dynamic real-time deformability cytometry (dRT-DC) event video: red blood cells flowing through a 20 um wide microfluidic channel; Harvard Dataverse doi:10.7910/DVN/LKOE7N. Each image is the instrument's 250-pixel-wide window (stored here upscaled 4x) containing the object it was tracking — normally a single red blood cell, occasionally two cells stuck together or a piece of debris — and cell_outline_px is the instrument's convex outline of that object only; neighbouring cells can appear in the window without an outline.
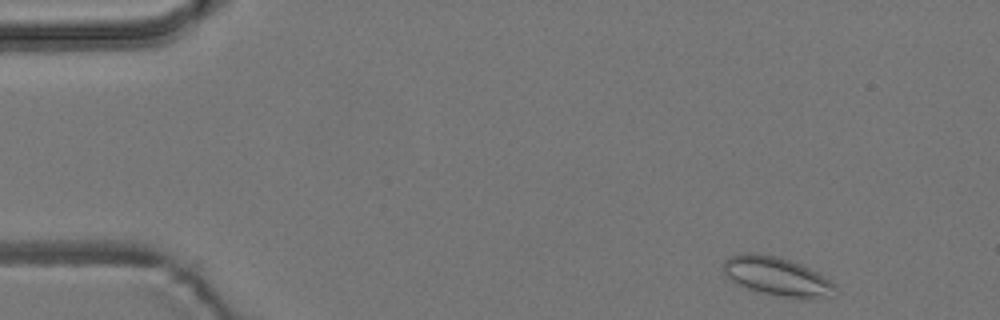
{"species": "common noctule bat (a hibernating species)", "species_latin": "Nyctalus noctula", "temperature_condition": "room temperature", "stored_images_in_passage": 4, "camera_frame_rate_fps": 3000, "um_per_image_px": 0.085, "animal": {"sex": "male", "body_mass_g": 19.2, "forearm_length_mm": 51.8}, "frame": {"image": 1, "passage_image": 1, "time_ms": 0.0, "image_size_px": [1000, 320], "cell_outline_px": [[840, 292], [836, 296], [800, 300], [764, 292], [748, 288], [736, 284], [724, 272], [724, 260], [732, 256], [748, 252], [776, 256], [800, 264], [824, 276], [836, 284], [840, 288]], "centroid_in_image_um": [66.16, 23.53], "position_along_channel_um": 18.8, "area_um2": 25.32}}